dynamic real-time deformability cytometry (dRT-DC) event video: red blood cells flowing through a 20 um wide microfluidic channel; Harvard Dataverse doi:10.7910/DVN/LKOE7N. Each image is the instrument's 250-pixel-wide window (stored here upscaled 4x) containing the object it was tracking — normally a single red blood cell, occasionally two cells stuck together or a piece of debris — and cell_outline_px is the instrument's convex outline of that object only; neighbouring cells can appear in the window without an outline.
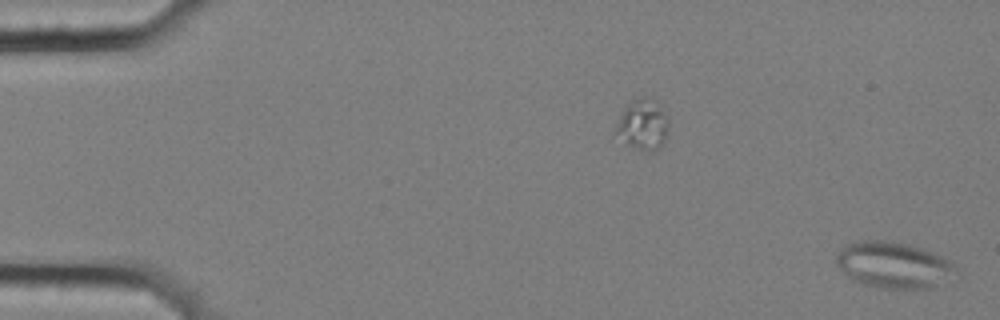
{"species": "common noctule bat (a hibernating species)", "species_latin": "Nyctalus noctula", "temperature_condition": "cold", "stored_images_in_passage": 57, "camera_frame_rate_fps": 3000, "um_per_image_px": 0.085, "animal": {"sex": "female", "body_mass_g": 25.1}, "frame": {"image": 1, "passage_image": 1, "time_ms": 0.0, "image_size_px": [1000, 320], "cell_outline_px": [[960, 280], [932, 288], [876, 288], [852, 280], [836, 264], [836, 256], [840, 248], [856, 240], [884, 240], [904, 244], [920, 248], [940, 256], [948, 260], [960, 272]], "centroid_in_image_um": [76.04, 22.56], "position_along_channel_um": 9.0, "area_um2": 32.83}}
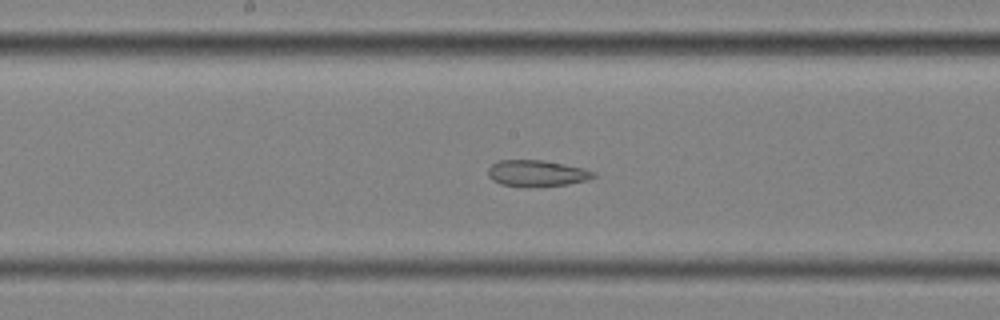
{"frame": {"image": 2, "passage_image": 30, "time_ms": 9.667, "image_size_px": [1000, 320], "cell_outline_px": [[596, 176], [588, 180], [568, 184], [532, 188], [500, 184], [492, 180], [488, 176], [488, 168], [496, 160], [544, 160], [584, 168], [596, 172]], "centroid_in_image_um": [45.63, 14.74], "position_along_channel_um": 202.6, "area_um2": 16.53}}
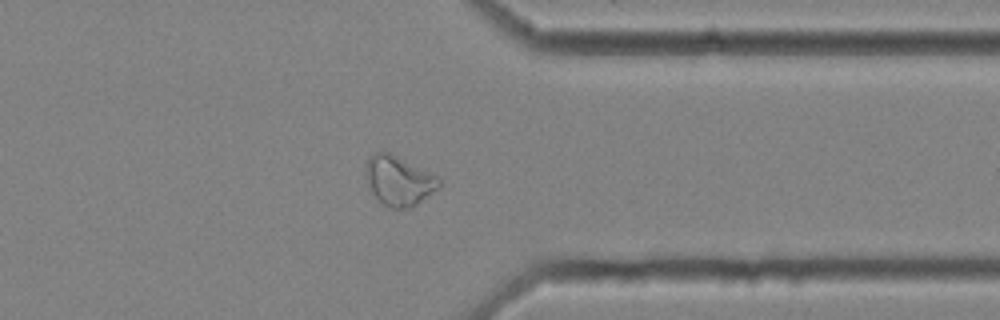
{"frame": {"image": 3, "passage_image": 45, "time_ms": 14.667, "image_size_px": [1000, 320], "cell_outline_px": [[440, 184], [436, 188], [412, 208], [392, 208], [384, 204], [372, 192], [368, 184], [368, 160], [376, 152], [392, 152], [436, 176], [440, 180]], "centroid_in_image_um": [33.92, 15.35], "position_along_channel_um": 377.5, "area_um2": 20.4}, "authors_computed_cell_mechanics": {"area_um2": 23.8136, "velocity_mm_per_s": 3.5597, "shape_relaxation_time_tau1_ms": null, "shape_relaxation_time_tau2_ms": 4.0991, "deformation_change_tau1": null, "deformation_change_tau2": 0.1054}}